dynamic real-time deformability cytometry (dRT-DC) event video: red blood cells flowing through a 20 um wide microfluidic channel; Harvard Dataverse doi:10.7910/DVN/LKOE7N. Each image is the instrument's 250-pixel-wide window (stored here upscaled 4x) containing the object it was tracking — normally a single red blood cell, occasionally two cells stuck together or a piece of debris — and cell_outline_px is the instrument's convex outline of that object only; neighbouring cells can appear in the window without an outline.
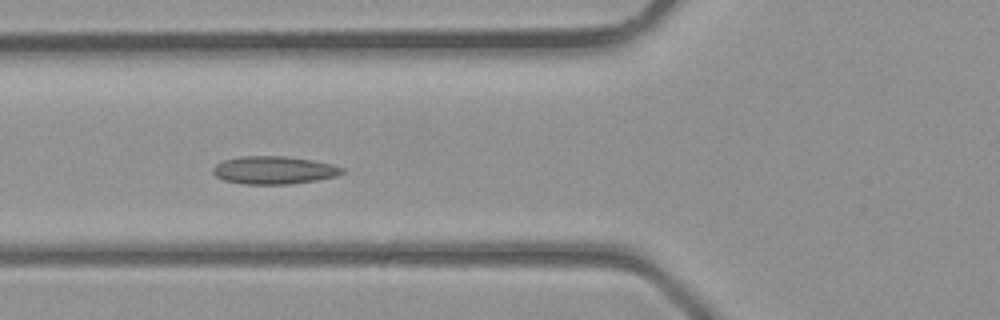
{"species": "common noctule bat (a hibernating species)", "species_latin": "Nyctalus noctula", "temperature_condition": "room temperature", "stored_images_in_passage": 27, "camera_frame_rate_fps": 3000, "um_per_image_px": 0.085, "animal": {"sex": "male", "body_mass_g": 23.1, "forearm_length_mm": 52.7}, "frame": {"image": 1, "passage_image": 3, "time_ms": 0.667, "image_size_px": [1000, 320], "cell_outline_px": [[344, 172], [336, 176], [316, 180], [292, 184], [244, 184], [224, 180], [216, 176], [212, 172], [212, 168], [216, 164], [224, 160], [240, 156], [284, 156], [312, 160], [332, 164], [344, 168]], "centroid_in_image_um": [23.27, 14.46], "position_along_channel_um": 102.5, "area_um2": 20.98}}
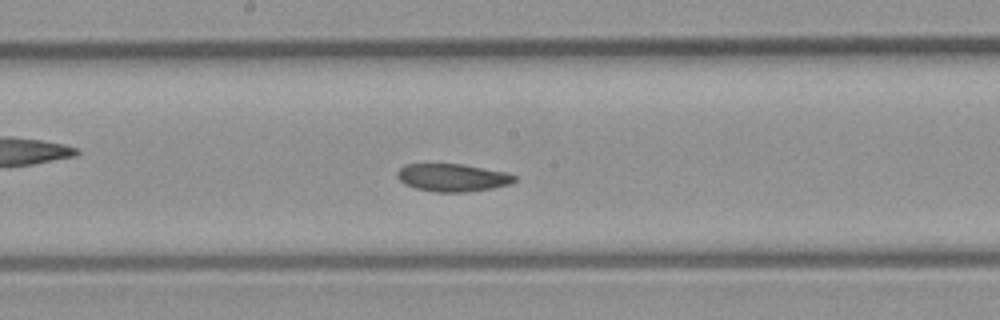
{"frame": {"image": 2, "passage_image": 9, "time_ms": 2.667, "image_size_px": [1000, 320], "cell_outline_px": [[516, 180], [512, 184], [492, 188], [464, 192], [432, 192], [416, 188], [404, 184], [396, 176], [396, 172], [404, 164], [460, 164], [508, 172], [516, 176]], "centroid_in_image_um": [38.46, 15.1], "position_along_channel_um": 209.7, "area_um2": 19.07}}
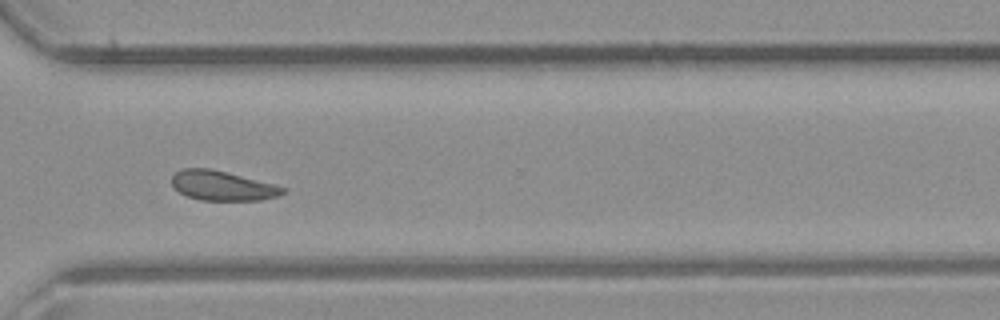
{"frame": {"image": 3, "passage_image": 17, "time_ms": 5.333, "image_size_px": [1000, 320], "cell_outline_px": [[288, 188], [284, 192], [276, 196], [260, 200], [200, 200], [188, 196], [180, 192], [172, 184], [172, 176], [176, 172], [184, 168], [208, 168], [276, 184]], "centroid_in_image_um": [18.92, 15.78], "position_along_channel_um": 351.7, "area_um2": 18.96}}